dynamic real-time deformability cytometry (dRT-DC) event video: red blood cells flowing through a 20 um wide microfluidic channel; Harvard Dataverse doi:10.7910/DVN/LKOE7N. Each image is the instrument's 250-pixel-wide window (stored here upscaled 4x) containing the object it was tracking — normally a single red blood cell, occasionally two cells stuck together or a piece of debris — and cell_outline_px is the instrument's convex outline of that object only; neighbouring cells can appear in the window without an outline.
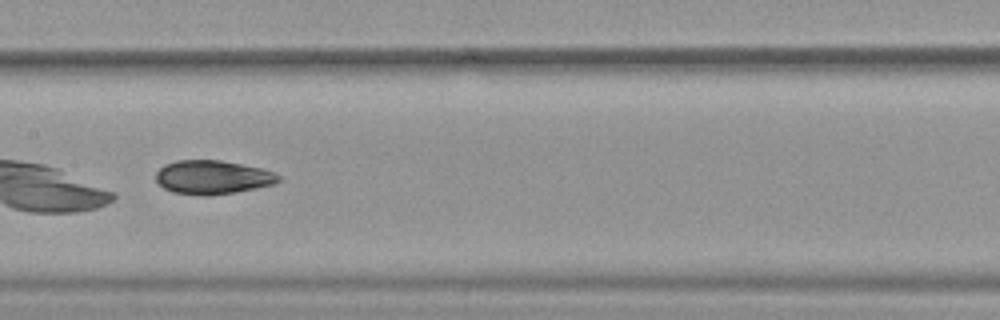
{"species": "common noctule bat (a hibernating species)", "species_latin": "Nyctalus noctula", "temperature_condition": "warm", "stored_images_in_passage": 32, "camera_frame_rate_fps": 3000, "um_per_image_px": 0.085, "animal": {"sex": "female", "body_mass_g": 19.9}, "frame": {"image": 1, "passage_image": 10, "time_ms": 3.0, "image_size_px": [1000, 320], "cell_outline_px": [[280, 180], [276, 184], [236, 192], [208, 196], [172, 192], [164, 188], [156, 180], [156, 172], [164, 164], [176, 160], [220, 160], [264, 168], [280, 176]], "centroid_in_image_um": [18.08, 15.06], "position_along_channel_um": 189.3, "area_um2": 24.28}, "authors_computed_cell_mechanics": {"area_um2": 24.9407, "velocity_mm_per_s": 3.9474, "shape_relaxation_time_tau1_ms": 4.2382, "shape_relaxation_time_tau2_ms": 3.2977, "deformation_change_tau1": 0.1464, "deformation_change_tau2": 0.1012}}